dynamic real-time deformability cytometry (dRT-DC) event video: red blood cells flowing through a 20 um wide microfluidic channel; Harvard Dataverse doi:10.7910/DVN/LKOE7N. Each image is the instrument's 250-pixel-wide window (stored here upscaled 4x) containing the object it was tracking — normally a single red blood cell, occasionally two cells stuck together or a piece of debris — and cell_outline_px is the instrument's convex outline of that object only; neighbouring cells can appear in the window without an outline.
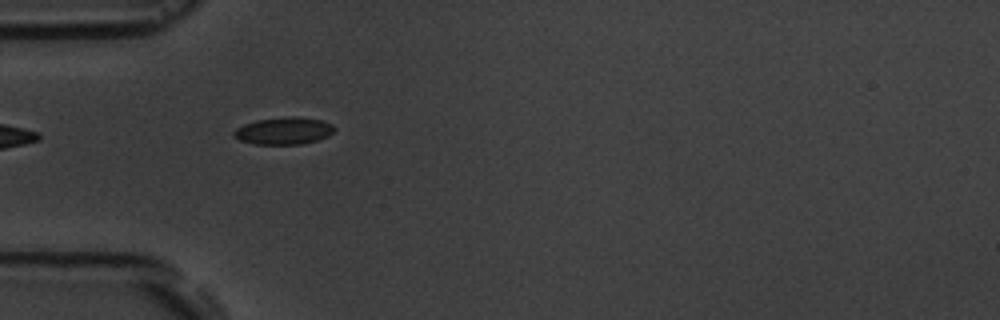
{"species": "common noctule bat (a hibernating species)", "species_latin": "Nyctalus noctula", "temperature_condition": "room temperature", "stored_images_in_passage": 8, "camera_frame_rate_fps": 3000, "um_per_image_px": 0.085, "animal": {"sex": "male", "body_mass_g": 19.5, "forearm_length_mm": 54.6}, "frame": {"image": 1, "passage_image": 5, "time_ms": 4.667, "image_size_px": [1000, 320], "cell_outline_px": [[336, 128], [328, 136], [320, 140], [300, 144], [252, 144], [240, 140], [232, 136], [232, 132], [236, 128], [244, 124], [256, 120], [288, 116], [292, 116], [320, 120], [332, 124]], "centroid_in_image_um": [24.1, 11.12], "position_along_channel_um": 60.9, "area_um2": 16.01}}
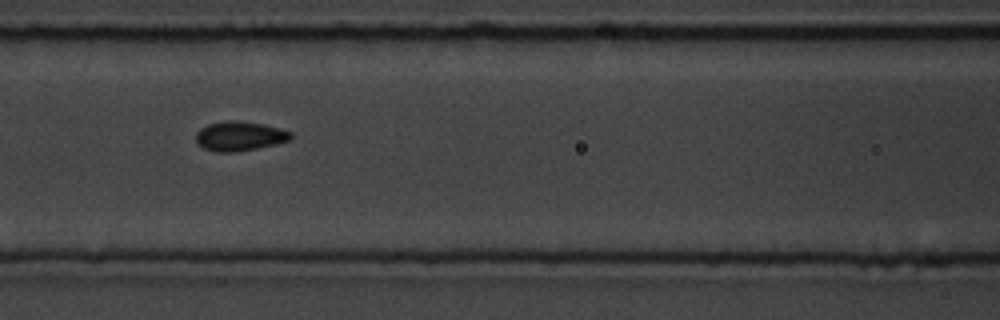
{"frame": {"image": 2, "passage_image": 7, "time_ms": 7.0, "image_size_px": [1000, 320], "cell_outline_px": [[292, 136], [288, 140], [276, 144], [236, 152], [216, 152], [204, 148], [196, 144], [196, 132], [200, 128], [208, 124], [228, 120], [236, 120], [264, 124], [280, 128], [292, 132]], "centroid_in_image_um": [20.34, 11.56], "position_along_channel_um": 146.3, "area_um2": 16.36}}
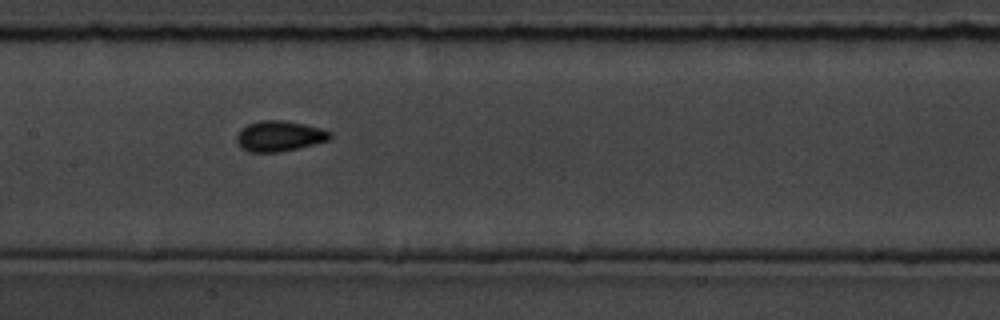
{"frame": {"image": 3, "passage_image": 8, "time_ms": 8.0, "image_size_px": [1000, 320], "cell_outline_px": [[332, 136], [328, 140], [280, 152], [248, 152], [240, 148], [236, 140], [236, 136], [240, 128], [248, 124], [260, 120], [284, 120], [304, 124], [320, 128], [332, 132]], "centroid_in_image_um": [23.7, 11.56], "position_along_channel_um": 183.7, "area_um2": 16.65}}